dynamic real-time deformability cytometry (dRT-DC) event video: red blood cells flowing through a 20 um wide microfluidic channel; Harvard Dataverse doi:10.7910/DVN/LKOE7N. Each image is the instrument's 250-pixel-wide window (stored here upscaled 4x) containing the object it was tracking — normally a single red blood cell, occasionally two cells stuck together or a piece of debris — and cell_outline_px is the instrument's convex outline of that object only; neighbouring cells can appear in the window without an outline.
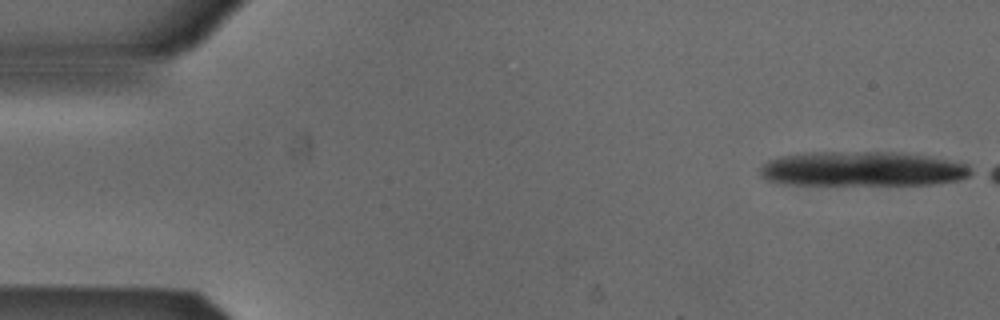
{"species": "Egyptian fruit bat (a non-hibernating species)", "species_latin": "Rousettus aegyptiacus", "temperature_condition": "cold", "stored_images_in_passage": 11, "camera_frame_rate_fps": 3000, "um_per_image_px": 0.085, "animal": {"sex": "male"}, "frame": {"image": 1, "passage_image": 1, "time_ms": 0.0, "image_size_px": [1000, 320], "cell_outline_px": [[976, 172], [960, 180], [932, 184], [788, 184], [768, 180], [760, 176], [760, 168], [768, 160], [780, 156], [808, 152], [892, 152], [928, 156], [968, 164]], "centroid_in_image_um": [73.33, 14.35], "position_along_channel_um": 11.7, "area_um2": 42.6}}